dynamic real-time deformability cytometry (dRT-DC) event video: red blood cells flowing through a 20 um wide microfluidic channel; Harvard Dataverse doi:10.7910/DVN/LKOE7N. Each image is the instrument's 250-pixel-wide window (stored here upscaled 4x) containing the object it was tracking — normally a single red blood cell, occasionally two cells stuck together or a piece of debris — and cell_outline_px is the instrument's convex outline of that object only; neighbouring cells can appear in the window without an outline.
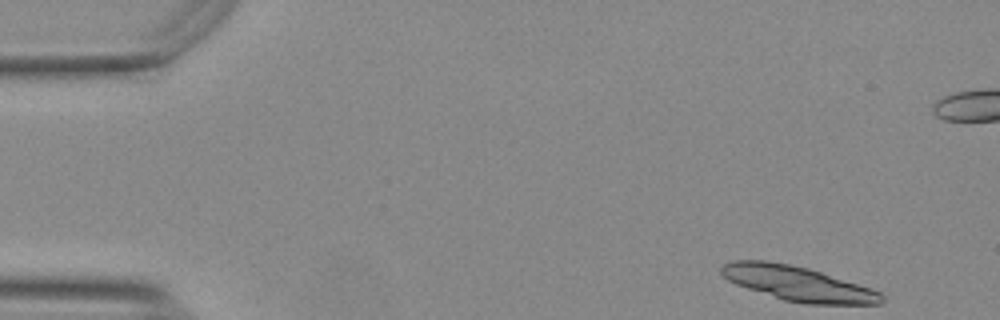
{"species": "Egyptian fruit bat (a non-hibernating species)", "species_latin": "Rousettus aegyptiacus", "temperature_condition": "warm", "stored_images_in_passage": 14, "camera_frame_rate_fps": 3000, "um_per_image_px": 0.085, "animal": {"sex": "female"}, "frame": {"image": 1, "passage_image": 1, "time_ms": 0.0, "image_size_px": [1000, 320], "cell_outline_px": [[884, 300], [880, 304], [804, 304], [784, 300], [736, 284], [728, 280], [720, 272], [720, 268], [724, 264], [732, 260], [768, 260], [808, 268], [872, 288], [880, 292], [884, 296]], "centroid_in_image_um": [67.83, 24.1], "position_along_channel_um": 17.2, "area_um2": 32.25}}